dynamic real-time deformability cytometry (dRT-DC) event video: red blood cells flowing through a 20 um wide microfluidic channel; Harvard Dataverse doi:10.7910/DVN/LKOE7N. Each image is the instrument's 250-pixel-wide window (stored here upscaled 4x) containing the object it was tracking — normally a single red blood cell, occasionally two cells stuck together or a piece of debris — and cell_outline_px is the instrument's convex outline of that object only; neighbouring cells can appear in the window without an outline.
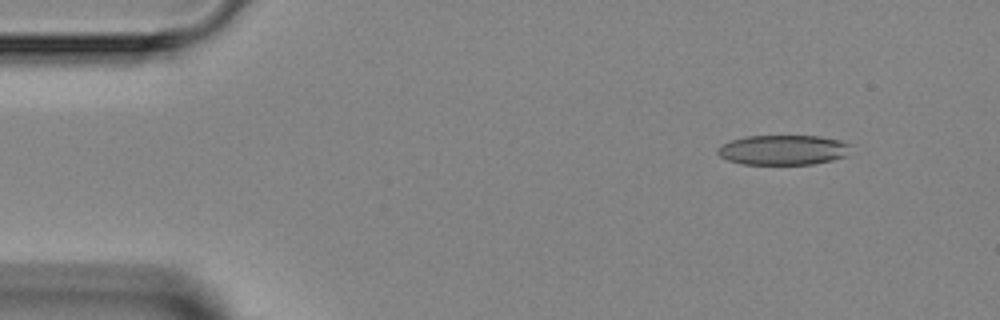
{"species": "Egyptian fruit bat (a non-hibernating species)", "species_latin": "Rousettus aegyptiacus", "temperature_condition": "room temperature", "stored_images_in_passage": 6, "camera_frame_rate_fps": 3000, "um_per_image_px": 0.085, "animal": {"sex": "female"}, "frame": {"image": 1, "passage_image": 1, "time_ms": 0.0, "image_size_px": [1000, 320], "cell_outline_px": [[856, 144], [844, 156], [832, 160], [812, 164], [744, 164], [728, 160], [720, 156], [716, 152], [716, 148], [720, 144], [728, 140], [748, 136], [820, 136], [840, 140]], "centroid_in_image_um": [66.57, 12.73], "position_along_channel_um": 18.4, "area_um2": 23.52}}
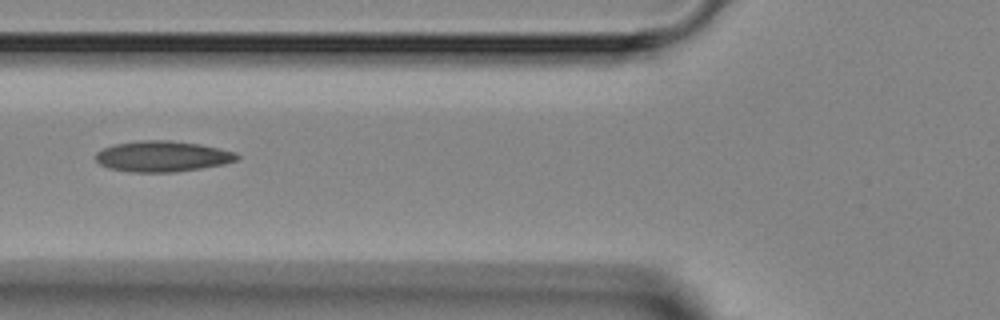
{"frame": {"image": 2, "passage_image": 5, "time_ms": 4.333, "image_size_px": [1000, 320], "cell_outline_px": [[240, 156], [236, 160], [224, 164], [176, 172], [132, 172], [108, 168], [100, 164], [96, 160], [96, 152], [104, 148], [116, 144], [140, 140], [168, 140], [200, 144], [236, 152]], "centroid_in_image_um": [13.81, 13.29], "position_along_channel_um": 112.0, "area_um2": 25.26}}
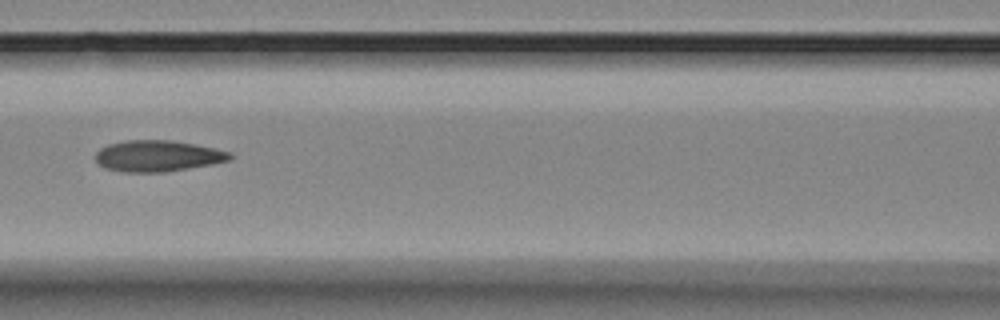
{"frame": {"image": 3, "passage_image": 6, "time_ms": 5.333, "image_size_px": [1000, 320], "cell_outline_px": [[232, 156], [228, 160], [212, 164], [164, 172], [124, 172], [104, 168], [96, 160], [96, 152], [100, 148], [108, 144], [124, 140], [172, 140], [216, 148], [232, 152]], "centroid_in_image_um": [13.39, 13.25], "position_along_channel_um": 153.2, "area_um2": 24.45}}